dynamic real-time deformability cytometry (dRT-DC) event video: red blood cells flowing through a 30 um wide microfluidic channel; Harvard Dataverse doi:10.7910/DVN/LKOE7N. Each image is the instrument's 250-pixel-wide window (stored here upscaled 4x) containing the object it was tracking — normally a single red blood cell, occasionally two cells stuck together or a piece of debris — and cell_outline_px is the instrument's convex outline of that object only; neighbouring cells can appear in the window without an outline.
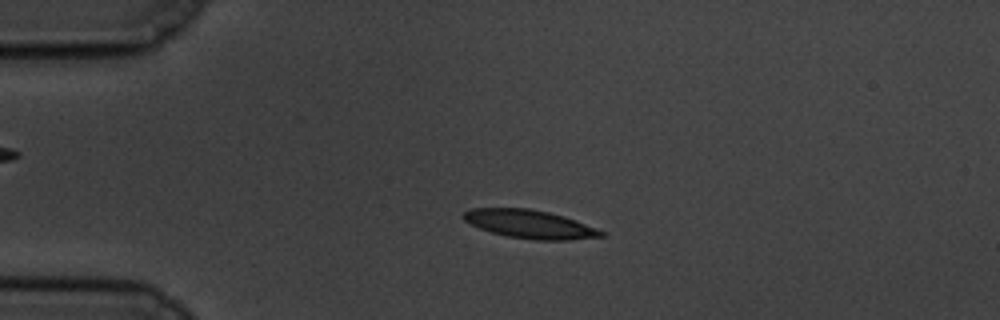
{"species": "common noctule bat (a hibernating species)", "species_latin": "Nyctalus noctula", "temperature_condition": "cold", "stored_images_in_passage": 58, "camera_frame_rate_fps": 3000, "um_per_image_px": 0.085, "animal": {"sex": "male", "body_mass_g": 19.5, "forearm_length_mm": 54.6}, "frame": {"image": 1, "passage_image": 13, "time_ms": 4.0, "image_size_px": [1000, 320], "cell_outline_px": [[604, 236], [568, 240], [532, 240], [508, 236], [492, 232], [480, 228], [464, 220], [460, 216], [464, 212], [472, 208], [528, 208], [548, 212], [564, 216], [576, 220], [604, 232]], "centroid_in_image_um": [45.01, 19.05], "position_along_channel_um": 40.0, "area_um2": 22.6}}
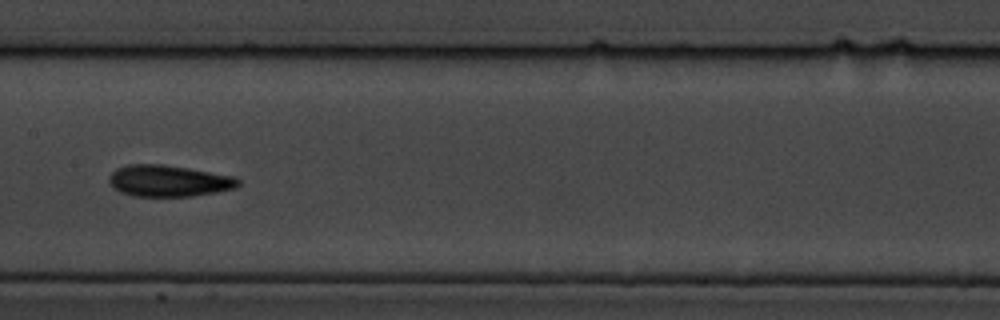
{"frame": {"image": 2, "passage_image": 29, "time_ms": 9.333, "image_size_px": [1000, 320], "cell_outline_px": [[240, 184], [236, 188], [216, 192], [192, 196], [132, 196], [120, 192], [112, 188], [108, 180], [108, 176], [116, 168], [128, 164], [164, 164], [236, 176], [240, 180]], "centroid_in_image_um": [14.32, 15.37], "position_along_channel_um": 193.1, "area_um2": 23.99}}
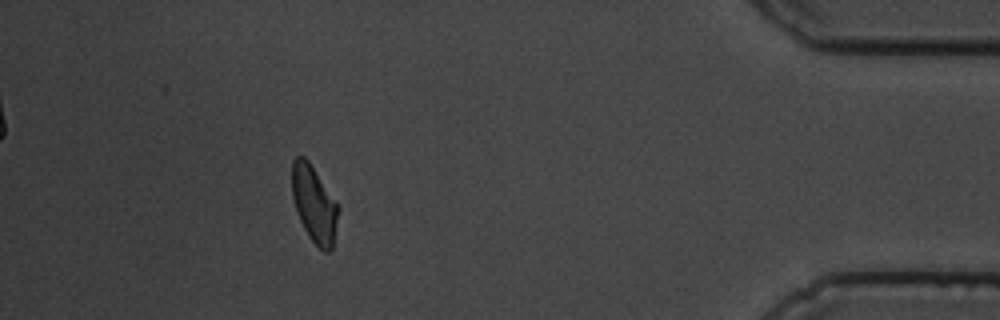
{"frame": {"image": 3, "passage_image": 52, "time_ms": 17.0, "image_size_px": [1000, 320], "cell_outline_px": [[340, 208], [332, 248], [328, 252], [324, 252], [308, 236], [300, 220], [292, 196], [292, 160], [296, 156], [304, 156], [308, 160], [340, 204]], "centroid_in_image_um": [26.73, 17.32], "position_along_channel_um": 408.5, "area_um2": 20.87}, "authors_computed_cell_mechanics": {"area_um2": 22.2241, "velocity_mm_per_s": 3.4529, "shape_relaxation_time_tau1_ms": 3.9624, "shape_relaxation_time_tau2_ms": 2.6643, "deformation_change_tau1": 0.1512, "deformation_change_tau2": 0.1026}}